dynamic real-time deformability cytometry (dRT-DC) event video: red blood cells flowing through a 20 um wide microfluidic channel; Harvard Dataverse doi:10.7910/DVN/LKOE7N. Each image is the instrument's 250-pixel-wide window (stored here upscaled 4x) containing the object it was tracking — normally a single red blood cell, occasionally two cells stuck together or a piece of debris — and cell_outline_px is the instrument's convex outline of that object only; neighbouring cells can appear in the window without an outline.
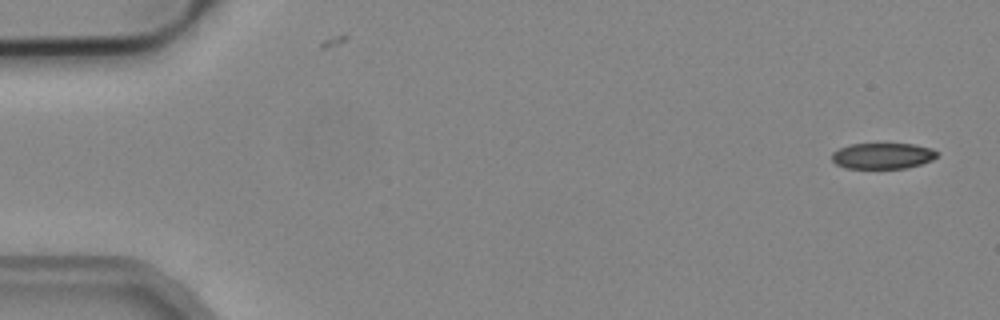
{"species": "common noctule bat (a hibernating species)", "species_latin": "Nyctalus noctula", "temperature_condition": "cold", "stored_images_in_passage": 4, "camera_frame_rate_fps": 3000, "um_per_image_px": 0.085, "animal": {"sex": "male", "body_mass_g": 19.2, "forearm_length_mm": 51.8}, "frame": {"image": 1, "passage_image": 1, "time_ms": 0.0, "image_size_px": [1000, 320], "cell_outline_px": [[940, 152], [932, 160], [908, 168], [844, 168], [836, 164], [832, 160], [832, 152], [848, 144], [912, 144], [932, 148]], "centroid_in_image_um": [75.03, 13.25], "position_along_channel_um": 10.0, "area_um2": 15.95}}